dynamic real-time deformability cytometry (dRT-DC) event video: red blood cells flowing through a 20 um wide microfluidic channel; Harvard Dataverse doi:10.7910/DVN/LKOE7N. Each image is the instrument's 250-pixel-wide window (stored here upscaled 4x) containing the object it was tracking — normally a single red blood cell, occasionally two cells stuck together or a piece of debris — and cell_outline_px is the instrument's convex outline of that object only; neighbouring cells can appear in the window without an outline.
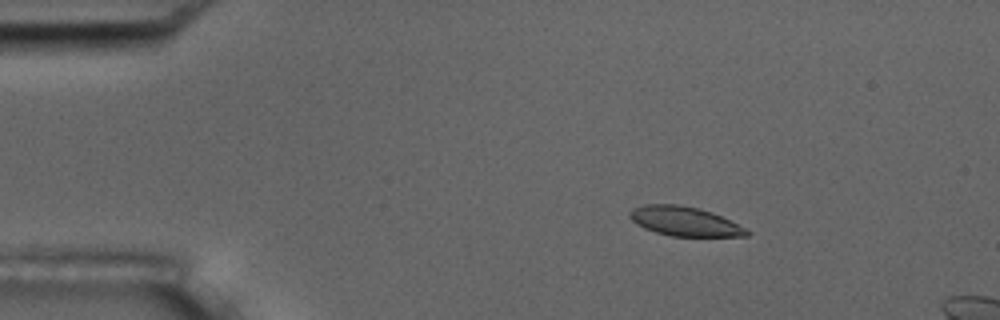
{"species": "common noctule bat (a hibernating species)", "species_latin": "Nyctalus noctula", "temperature_condition": "room temperature", "stored_images_in_passage": 4, "camera_frame_rate_fps": 3000, "um_per_image_px": 0.085, "animal": {"sex": "male", "body_mass_g": 17.5, "forearm_length_mm": 52.3}, "frame": {"image": 1, "passage_image": 2, "time_ms": 2.333, "image_size_px": [1000, 320], "cell_outline_px": [[752, 232], [748, 236], [672, 236], [656, 232], [644, 228], [636, 224], [628, 216], [628, 212], [632, 208], [644, 204], [680, 204], [700, 208], [712, 212]], "centroid_in_image_um": [58.14, 18.8], "position_along_channel_um": 26.9, "area_um2": 20.0}}